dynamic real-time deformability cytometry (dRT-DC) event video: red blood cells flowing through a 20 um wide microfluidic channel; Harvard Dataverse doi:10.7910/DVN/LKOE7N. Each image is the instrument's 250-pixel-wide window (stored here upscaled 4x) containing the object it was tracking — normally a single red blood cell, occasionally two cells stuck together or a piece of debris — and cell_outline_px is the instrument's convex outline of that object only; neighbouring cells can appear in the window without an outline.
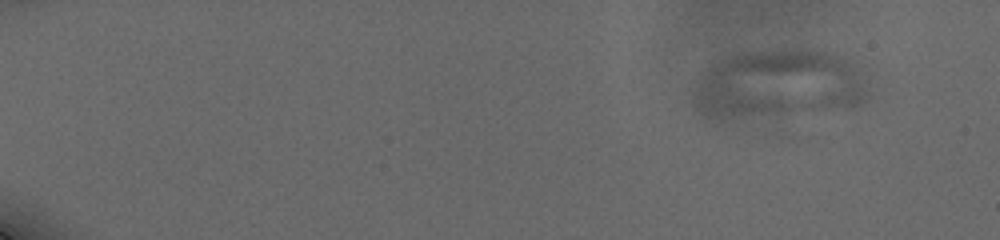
{"species": "human", "species_latin": "Homo sapiens", "temperature_condition": "cold", "stored_images_in_passage": 12, "segment_of_instrument_passage": [1, 2], "camera_frame_rate_fps": 3000, "um_per_image_px": 0.085, "donor": {"sex": "male"}, "frame": {"image": 1, "passage_image": 7, "time_ms": 2.0, "image_size_px": [1000, 240], "cell_outline_px": [[872, 100], [856, 108], [736, 120], [708, 120], [700, 116], [692, 104], [692, 92], [704, 76], [716, 64], [736, 56], [748, 52], [836, 52], [844, 56], [860, 72]], "centroid_in_image_um": [66.22, 7.3], "position_along_channel_um": 18.8, "area_um2": 70.57}}